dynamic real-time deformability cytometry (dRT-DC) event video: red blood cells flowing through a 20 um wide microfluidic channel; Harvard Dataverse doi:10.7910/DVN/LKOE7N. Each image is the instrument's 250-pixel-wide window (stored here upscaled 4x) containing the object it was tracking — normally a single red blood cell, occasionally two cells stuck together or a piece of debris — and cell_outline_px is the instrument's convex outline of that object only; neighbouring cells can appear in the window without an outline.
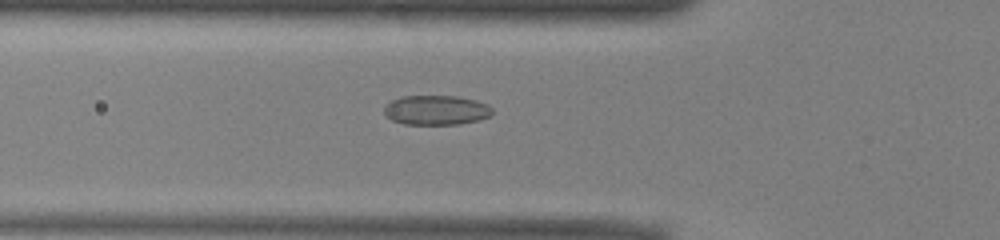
{"species": "common noctule bat (a hibernating species)", "species_latin": "Nyctalus noctula", "temperature_condition": "warm", "stored_images_in_passage": 52, "camera_frame_rate_fps": 3000, "um_per_image_px": 0.085, "animal": {"sex": "male", "body_mass_g": 13.0, "forearm_length_mm": 53.1}, "frame": {"image": 1, "passage_image": 18, "time_ms": 5.667, "image_size_px": [1000, 240], "cell_outline_px": [[492, 112], [488, 116], [480, 120], [460, 124], [404, 124], [392, 120], [384, 112], [384, 104], [400, 96], [456, 96], [476, 100], [488, 104], [492, 108]], "centroid_in_image_um": [37.07, 9.35], "position_along_channel_um": 88.7, "area_um2": 18.73}}
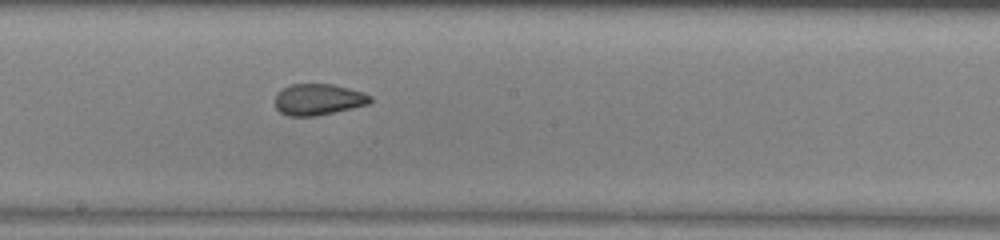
{"frame": {"image": 2, "passage_image": 28, "time_ms": 9.0, "image_size_px": [1000, 240], "cell_outline_px": [[372, 100], [368, 104], [352, 108], [316, 116], [288, 116], [280, 112], [276, 108], [276, 92], [292, 84], [332, 84], [364, 92], [372, 96]], "centroid_in_image_um": [27.06, 8.45], "position_along_channel_um": 221.1, "area_um2": 17.34}}
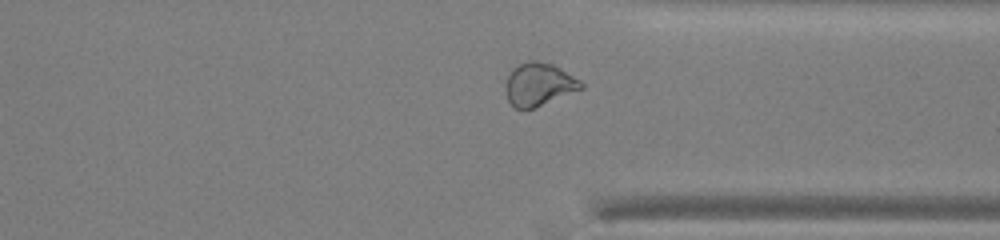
{"frame": {"image": 3, "passage_image": 39, "time_ms": 12.667, "image_size_px": [1000, 240], "cell_outline_px": [[584, 88], [532, 108], [512, 108], [508, 100], [504, 88], [508, 76], [512, 68], [520, 64], [532, 60], [536, 60], [552, 64], [560, 68], [580, 80], [584, 84]], "centroid_in_image_um": [45.78, 7.16], "position_along_channel_um": 365.6, "area_um2": 18.73}, "authors_computed_cell_mechanics": {"area_um2": 19.5942, "velocity_mm_per_s": 3.9655, "shape_relaxation_time_tau1_ms": null, "shape_relaxation_time_tau2_ms": 1.4405, "deformation_change_tau1": null, "deformation_change_tau2": 0.0759}}